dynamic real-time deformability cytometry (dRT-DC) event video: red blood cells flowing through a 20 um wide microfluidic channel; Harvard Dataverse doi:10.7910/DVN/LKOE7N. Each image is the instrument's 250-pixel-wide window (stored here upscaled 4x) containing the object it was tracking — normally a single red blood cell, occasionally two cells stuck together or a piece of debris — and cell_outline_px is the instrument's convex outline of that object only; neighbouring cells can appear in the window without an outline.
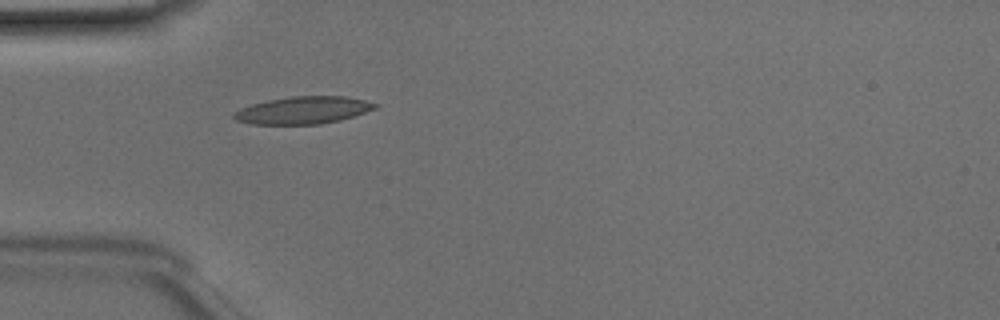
{"species": "Egyptian fruit bat (a non-hibernating species)", "species_latin": "Rousettus aegyptiacus", "temperature_condition": "room temperature", "stored_images_in_passage": 35, "camera_frame_rate_fps": 3000, "um_per_image_px": 0.085, "animal": {"sex": "male"}, "frame": {"image": 1, "passage_image": 1, "time_ms": 0.0, "image_size_px": [1000, 320], "cell_outline_px": [[380, 104], [376, 108], [340, 120], [320, 124], [248, 124], [236, 120], [232, 116], [240, 108], [252, 104], [268, 100], [292, 96], [344, 96], [364, 100]], "centroid_in_image_um": [25.76, 9.37], "position_along_channel_um": 59.2, "area_um2": 22.37}}
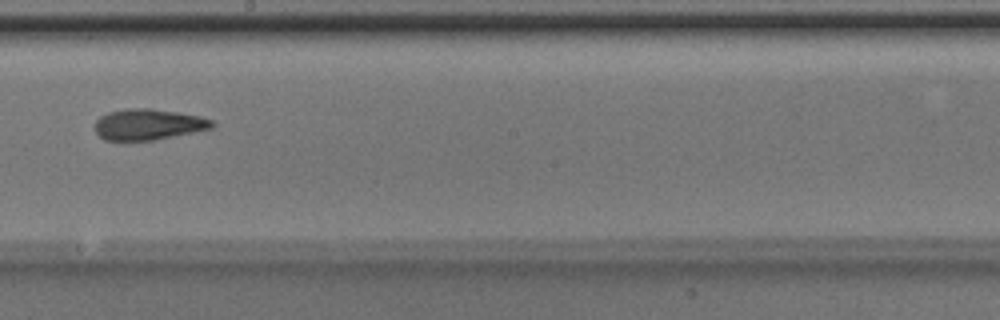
{"frame": {"image": 2, "passage_image": 14, "time_ms": 4.333, "image_size_px": [1000, 320], "cell_outline_px": [[216, 124], [212, 128], [152, 140], [104, 140], [96, 132], [96, 120], [100, 116], [108, 112], [128, 108], [152, 108], [200, 116], [216, 120]], "centroid_in_image_um": [12.63, 10.56], "position_along_channel_um": 235.6, "area_um2": 21.04}}
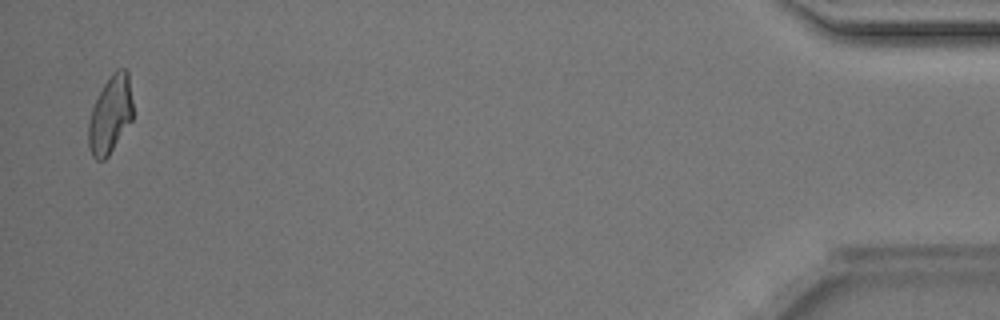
{"frame": {"image": 3, "passage_image": 34, "time_ms": 11.0, "image_size_px": [1000, 320], "cell_outline_px": [[132, 120], [108, 156], [104, 160], [96, 160], [92, 156], [88, 144], [88, 124], [92, 108], [108, 76], [116, 68], [128, 68], [132, 100]], "centroid_in_image_um": [9.38, 9.71], "position_along_channel_um": 425.8, "area_um2": 20.17}, "authors_computed_cell_mechanics": {"area_um2": 20.808, "velocity_mm_per_s": 4.1525, "shape_relaxation_time_tau1_ms": 5.6095, "shape_relaxation_time_tau2_ms": 3.6094, "deformation_change_tau1": 0.1549, "deformation_change_tau2": 0.1154}}